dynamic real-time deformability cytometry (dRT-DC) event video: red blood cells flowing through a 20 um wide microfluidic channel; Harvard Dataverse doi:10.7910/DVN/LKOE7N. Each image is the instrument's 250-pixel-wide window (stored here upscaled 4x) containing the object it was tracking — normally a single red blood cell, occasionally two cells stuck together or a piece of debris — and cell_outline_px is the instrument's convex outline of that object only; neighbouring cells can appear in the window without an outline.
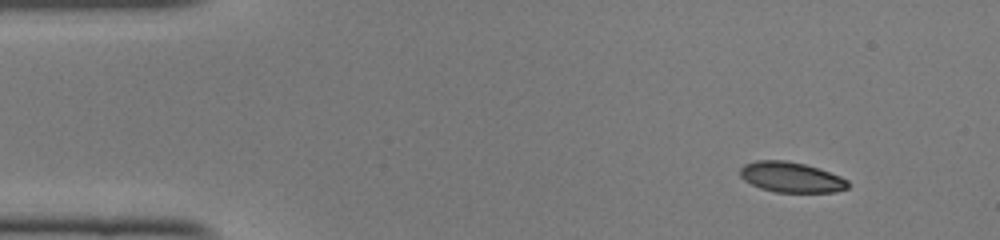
{"species": "common noctule bat (a hibernating species)", "species_latin": "Nyctalus noctula", "temperature_condition": "cold", "stored_images_in_passage": 45, "camera_frame_rate_fps": 3000, "um_per_image_px": 0.085, "animal": {"sex": "female", "body_mass_g": 22.0, "forearm_length_mm": 56.7}, "frame": {"image": 1, "passage_image": 1, "time_ms": 0.0, "image_size_px": [1000, 240], "cell_outline_px": [[848, 188], [836, 192], [776, 192], [760, 188], [744, 180], [740, 176], [740, 168], [744, 164], [756, 160], [784, 160], [804, 164], [840, 176], [848, 180]], "centroid_in_image_um": [67.22, 15.06], "position_along_channel_um": 17.8, "area_um2": 18.96}}
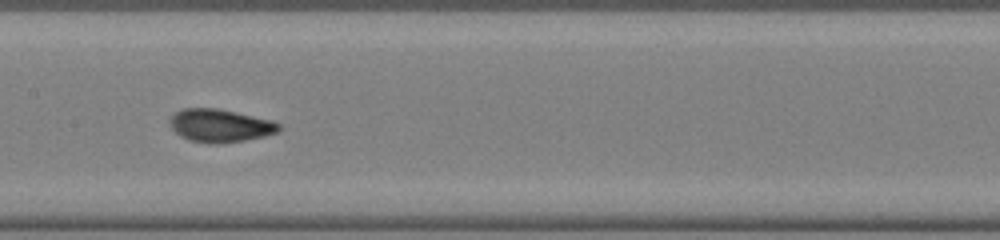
{"frame": {"image": 2, "passage_image": 20, "time_ms": 6.333, "image_size_px": [1000, 240], "cell_outline_px": [[280, 128], [276, 132], [264, 136], [244, 140], [216, 144], [208, 144], [188, 140], [180, 136], [168, 124], [168, 120], [176, 112], [184, 108], [220, 108], [272, 120], [280, 124]], "centroid_in_image_um": [18.67, 10.67], "position_along_channel_um": 188.7, "area_um2": 21.1}}
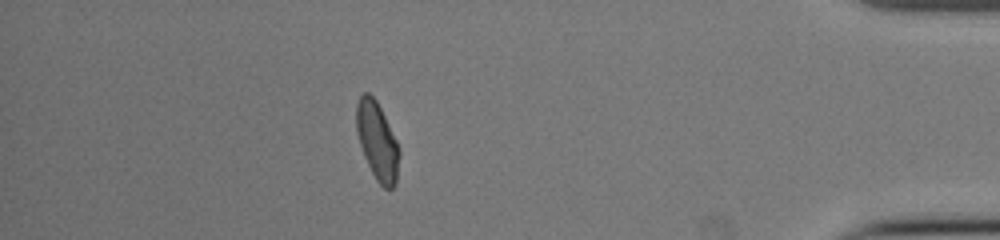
{"frame": {"image": 3, "passage_image": 39, "time_ms": 12.667, "image_size_px": [1000, 240], "cell_outline_px": [[400, 152], [396, 184], [392, 188], [384, 188], [376, 180], [364, 156], [356, 132], [356, 104], [360, 96], [364, 92], [368, 92], [376, 100], [400, 148]], "centroid_in_image_um": [32.06, 12.0], "position_along_channel_um": 403.1, "area_um2": 19.31}, "authors_computed_cell_mechanics": {"area_um2": 20.0566, "velocity_mm_per_s": 4.1113, "shape_relaxation_time_tau1_ms": 6.3641, "shape_relaxation_time_tau2_ms": null, "deformation_change_tau1": 0.1955, "deformation_change_tau2": null}}